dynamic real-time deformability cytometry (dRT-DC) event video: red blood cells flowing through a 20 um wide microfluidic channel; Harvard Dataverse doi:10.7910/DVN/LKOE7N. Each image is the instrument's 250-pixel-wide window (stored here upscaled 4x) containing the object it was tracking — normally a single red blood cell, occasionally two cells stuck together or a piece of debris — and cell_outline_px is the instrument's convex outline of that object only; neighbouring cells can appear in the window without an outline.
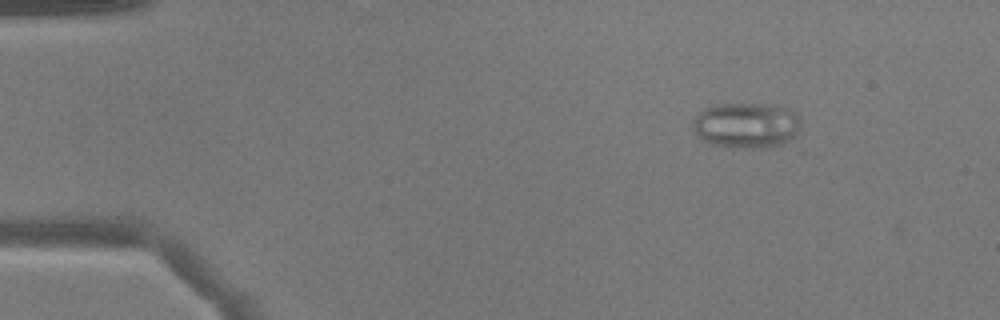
{"species": "common noctule bat (a hibernating species)", "species_latin": "Nyctalus noctula", "temperature_condition": "warm", "stored_images_in_passage": 43, "camera_frame_rate_fps": 3000, "um_per_image_px": 0.085, "animal": {"sex": "male", "body_mass_g": 17.9}, "frame": {"image": 1, "passage_image": 1, "time_ms": 0.0, "image_size_px": [1000, 320], "cell_outline_px": [[800, 128], [796, 144], [764, 148], [728, 148], [712, 144], [704, 140], [692, 128], [692, 120], [704, 108], [716, 104], [776, 104], [792, 108], [800, 116]], "centroid_in_image_um": [63.58, 10.67], "position_along_channel_um": 21.4, "area_um2": 30.0}}